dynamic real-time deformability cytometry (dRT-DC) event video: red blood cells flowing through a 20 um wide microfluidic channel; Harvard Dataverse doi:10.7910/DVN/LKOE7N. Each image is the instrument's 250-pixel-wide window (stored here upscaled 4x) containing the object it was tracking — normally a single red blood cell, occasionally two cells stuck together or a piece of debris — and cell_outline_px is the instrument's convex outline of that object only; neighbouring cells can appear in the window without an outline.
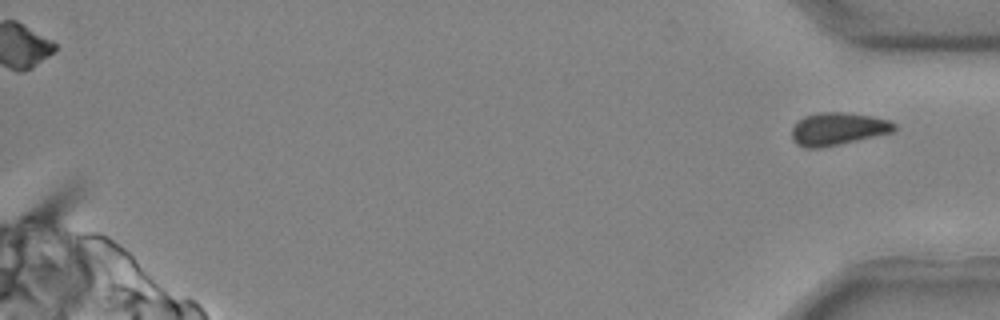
{"species": "common noctule bat (a hibernating species)", "species_latin": "Nyctalus noctula", "temperature_condition": "cold", "stored_images_in_passage": 29, "segment_of_instrument_passage": [2, 2], "camera_frame_rate_fps": 3000, "um_per_image_px": 0.085, "animal": {"sex": "male", "body_mass_g": 20.4}, "frame": {"image": 1, "passage_image": 29, "time_ms": 9.333, "image_size_px": [1000, 320], "cell_outline_px": [[896, 132], [820, 148], [804, 148], [796, 144], [792, 140], [792, 128], [804, 116], [816, 112], [848, 112], [872, 116], [892, 120], [896, 124]], "centroid_in_image_um": [71.26, 10.95], "position_along_channel_um": 363.9, "area_um2": 19.83}}